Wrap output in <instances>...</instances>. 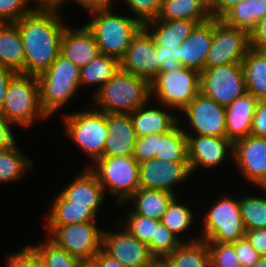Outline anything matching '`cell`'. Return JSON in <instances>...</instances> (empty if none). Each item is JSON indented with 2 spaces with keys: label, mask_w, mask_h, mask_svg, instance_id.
I'll use <instances>...</instances> for the list:
<instances>
[{
  "label": "cell",
  "mask_w": 266,
  "mask_h": 267,
  "mask_svg": "<svg viewBox=\"0 0 266 267\" xmlns=\"http://www.w3.org/2000/svg\"><path fill=\"white\" fill-rule=\"evenodd\" d=\"M80 267H96L92 261H83Z\"/></svg>",
  "instance_id": "94428289"
},
{
  "label": "cell",
  "mask_w": 266,
  "mask_h": 267,
  "mask_svg": "<svg viewBox=\"0 0 266 267\" xmlns=\"http://www.w3.org/2000/svg\"><path fill=\"white\" fill-rule=\"evenodd\" d=\"M266 16V0H241L220 19L231 27L250 32Z\"/></svg>",
  "instance_id": "4dcf8cb0"
},
{
  "label": "cell",
  "mask_w": 266,
  "mask_h": 267,
  "mask_svg": "<svg viewBox=\"0 0 266 267\" xmlns=\"http://www.w3.org/2000/svg\"><path fill=\"white\" fill-rule=\"evenodd\" d=\"M250 135L266 138V99L258 100Z\"/></svg>",
  "instance_id": "bcb514c9"
},
{
  "label": "cell",
  "mask_w": 266,
  "mask_h": 267,
  "mask_svg": "<svg viewBox=\"0 0 266 267\" xmlns=\"http://www.w3.org/2000/svg\"><path fill=\"white\" fill-rule=\"evenodd\" d=\"M59 9L37 8L15 22L23 41L24 74L38 77L60 54L63 32Z\"/></svg>",
  "instance_id": "6da1fadb"
},
{
  "label": "cell",
  "mask_w": 266,
  "mask_h": 267,
  "mask_svg": "<svg viewBox=\"0 0 266 267\" xmlns=\"http://www.w3.org/2000/svg\"><path fill=\"white\" fill-rule=\"evenodd\" d=\"M32 0H0V23L17 22L21 17L37 9L29 6ZM28 5V6H27Z\"/></svg>",
  "instance_id": "7bdbcfd3"
},
{
  "label": "cell",
  "mask_w": 266,
  "mask_h": 267,
  "mask_svg": "<svg viewBox=\"0 0 266 267\" xmlns=\"http://www.w3.org/2000/svg\"><path fill=\"white\" fill-rule=\"evenodd\" d=\"M96 267H124L118 260L103 249L91 260Z\"/></svg>",
  "instance_id": "db71d44e"
},
{
  "label": "cell",
  "mask_w": 266,
  "mask_h": 267,
  "mask_svg": "<svg viewBox=\"0 0 266 267\" xmlns=\"http://www.w3.org/2000/svg\"><path fill=\"white\" fill-rule=\"evenodd\" d=\"M191 175L189 162H174L157 158L139 163L140 188L176 193L172 189Z\"/></svg>",
  "instance_id": "e0dca14e"
},
{
  "label": "cell",
  "mask_w": 266,
  "mask_h": 267,
  "mask_svg": "<svg viewBox=\"0 0 266 267\" xmlns=\"http://www.w3.org/2000/svg\"><path fill=\"white\" fill-rule=\"evenodd\" d=\"M251 267H266V256H261L260 259Z\"/></svg>",
  "instance_id": "680465c9"
},
{
  "label": "cell",
  "mask_w": 266,
  "mask_h": 267,
  "mask_svg": "<svg viewBox=\"0 0 266 267\" xmlns=\"http://www.w3.org/2000/svg\"><path fill=\"white\" fill-rule=\"evenodd\" d=\"M66 135L93 162L103 157L107 130V113L96 109L73 112L63 117Z\"/></svg>",
  "instance_id": "8992f818"
},
{
  "label": "cell",
  "mask_w": 266,
  "mask_h": 267,
  "mask_svg": "<svg viewBox=\"0 0 266 267\" xmlns=\"http://www.w3.org/2000/svg\"><path fill=\"white\" fill-rule=\"evenodd\" d=\"M22 153L16 144L0 151V184L21 180L27 170L34 168L32 160Z\"/></svg>",
  "instance_id": "e575fe53"
},
{
  "label": "cell",
  "mask_w": 266,
  "mask_h": 267,
  "mask_svg": "<svg viewBox=\"0 0 266 267\" xmlns=\"http://www.w3.org/2000/svg\"><path fill=\"white\" fill-rule=\"evenodd\" d=\"M0 113L14 126L27 129L36 119L49 118L41 107L38 78L16 73L9 82Z\"/></svg>",
  "instance_id": "5b68a950"
},
{
  "label": "cell",
  "mask_w": 266,
  "mask_h": 267,
  "mask_svg": "<svg viewBox=\"0 0 266 267\" xmlns=\"http://www.w3.org/2000/svg\"><path fill=\"white\" fill-rule=\"evenodd\" d=\"M174 197L165 191L139 188L125 203L130 201L134 205L135 214L160 220Z\"/></svg>",
  "instance_id": "f546056e"
},
{
  "label": "cell",
  "mask_w": 266,
  "mask_h": 267,
  "mask_svg": "<svg viewBox=\"0 0 266 267\" xmlns=\"http://www.w3.org/2000/svg\"><path fill=\"white\" fill-rule=\"evenodd\" d=\"M77 4L81 5L84 9L91 11L95 9L112 8L113 0H74Z\"/></svg>",
  "instance_id": "11a10c76"
},
{
  "label": "cell",
  "mask_w": 266,
  "mask_h": 267,
  "mask_svg": "<svg viewBox=\"0 0 266 267\" xmlns=\"http://www.w3.org/2000/svg\"><path fill=\"white\" fill-rule=\"evenodd\" d=\"M107 130L103 157L133 155L138 137L129 114L107 113Z\"/></svg>",
  "instance_id": "44dd1931"
},
{
  "label": "cell",
  "mask_w": 266,
  "mask_h": 267,
  "mask_svg": "<svg viewBox=\"0 0 266 267\" xmlns=\"http://www.w3.org/2000/svg\"><path fill=\"white\" fill-rule=\"evenodd\" d=\"M240 212L246 230L266 228V197H240Z\"/></svg>",
  "instance_id": "74e56055"
},
{
  "label": "cell",
  "mask_w": 266,
  "mask_h": 267,
  "mask_svg": "<svg viewBox=\"0 0 266 267\" xmlns=\"http://www.w3.org/2000/svg\"><path fill=\"white\" fill-rule=\"evenodd\" d=\"M120 70V61L114 57L98 54L80 69V86L99 85L94 94Z\"/></svg>",
  "instance_id": "d6a6232c"
},
{
  "label": "cell",
  "mask_w": 266,
  "mask_h": 267,
  "mask_svg": "<svg viewBox=\"0 0 266 267\" xmlns=\"http://www.w3.org/2000/svg\"><path fill=\"white\" fill-rule=\"evenodd\" d=\"M128 212L125 221L120 222L119 227H124L131 235L146 244L151 239H155L156 227L160 223V220L144 217L130 210Z\"/></svg>",
  "instance_id": "f35d334b"
},
{
  "label": "cell",
  "mask_w": 266,
  "mask_h": 267,
  "mask_svg": "<svg viewBox=\"0 0 266 267\" xmlns=\"http://www.w3.org/2000/svg\"><path fill=\"white\" fill-rule=\"evenodd\" d=\"M150 99V82L121 69L94 94L97 110L104 113L130 114Z\"/></svg>",
  "instance_id": "7a4b0ae2"
},
{
  "label": "cell",
  "mask_w": 266,
  "mask_h": 267,
  "mask_svg": "<svg viewBox=\"0 0 266 267\" xmlns=\"http://www.w3.org/2000/svg\"><path fill=\"white\" fill-rule=\"evenodd\" d=\"M46 227L51 242L82 261H91L102 250L104 230L96 221Z\"/></svg>",
  "instance_id": "30bf717a"
},
{
  "label": "cell",
  "mask_w": 266,
  "mask_h": 267,
  "mask_svg": "<svg viewBox=\"0 0 266 267\" xmlns=\"http://www.w3.org/2000/svg\"><path fill=\"white\" fill-rule=\"evenodd\" d=\"M200 92V74L180 67L172 71H160L150 81V97L173 110H183Z\"/></svg>",
  "instance_id": "ba28073f"
},
{
  "label": "cell",
  "mask_w": 266,
  "mask_h": 267,
  "mask_svg": "<svg viewBox=\"0 0 266 267\" xmlns=\"http://www.w3.org/2000/svg\"><path fill=\"white\" fill-rule=\"evenodd\" d=\"M37 78L41 107L48 117L71 101L80 88V68L61 54Z\"/></svg>",
  "instance_id": "277c9868"
},
{
  "label": "cell",
  "mask_w": 266,
  "mask_h": 267,
  "mask_svg": "<svg viewBox=\"0 0 266 267\" xmlns=\"http://www.w3.org/2000/svg\"><path fill=\"white\" fill-rule=\"evenodd\" d=\"M88 168L96 175L104 191L116 197L118 204L126 202L140 188L139 163L133 155L102 157Z\"/></svg>",
  "instance_id": "52a82bcc"
},
{
  "label": "cell",
  "mask_w": 266,
  "mask_h": 267,
  "mask_svg": "<svg viewBox=\"0 0 266 267\" xmlns=\"http://www.w3.org/2000/svg\"><path fill=\"white\" fill-rule=\"evenodd\" d=\"M209 208L203 217V231L200 239L206 242L234 243L245 237L246 229L240 212V197L235 199L229 195Z\"/></svg>",
  "instance_id": "9c48e42d"
},
{
  "label": "cell",
  "mask_w": 266,
  "mask_h": 267,
  "mask_svg": "<svg viewBox=\"0 0 266 267\" xmlns=\"http://www.w3.org/2000/svg\"><path fill=\"white\" fill-rule=\"evenodd\" d=\"M112 9L91 10L94 16L85 25L93 33L99 53L120 61L143 25L133 16H119Z\"/></svg>",
  "instance_id": "3957f363"
},
{
  "label": "cell",
  "mask_w": 266,
  "mask_h": 267,
  "mask_svg": "<svg viewBox=\"0 0 266 267\" xmlns=\"http://www.w3.org/2000/svg\"><path fill=\"white\" fill-rule=\"evenodd\" d=\"M60 54L80 69L99 54L93 33L86 25L79 29L65 28L60 45Z\"/></svg>",
  "instance_id": "603a6c76"
},
{
  "label": "cell",
  "mask_w": 266,
  "mask_h": 267,
  "mask_svg": "<svg viewBox=\"0 0 266 267\" xmlns=\"http://www.w3.org/2000/svg\"><path fill=\"white\" fill-rule=\"evenodd\" d=\"M188 140V161L191 174L199 167L212 168L233 156V143L226 137L191 135L183 129ZM199 166V167H198Z\"/></svg>",
  "instance_id": "ac0fdd59"
},
{
  "label": "cell",
  "mask_w": 266,
  "mask_h": 267,
  "mask_svg": "<svg viewBox=\"0 0 266 267\" xmlns=\"http://www.w3.org/2000/svg\"><path fill=\"white\" fill-rule=\"evenodd\" d=\"M32 2H35V7L37 8L59 9L62 4L68 2V0H32Z\"/></svg>",
  "instance_id": "9f6ffc18"
},
{
  "label": "cell",
  "mask_w": 266,
  "mask_h": 267,
  "mask_svg": "<svg viewBox=\"0 0 266 267\" xmlns=\"http://www.w3.org/2000/svg\"><path fill=\"white\" fill-rule=\"evenodd\" d=\"M180 125L181 123H178L166 134H158V152H156L155 158L174 162H189L188 140Z\"/></svg>",
  "instance_id": "836d02e7"
},
{
  "label": "cell",
  "mask_w": 266,
  "mask_h": 267,
  "mask_svg": "<svg viewBox=\"0 0 266 267\" xmlns=\"http://www.w3.org/2000/svg\"><path fill=\"white\" fill-rule=\"evenodd\" d=\"M210 18L205 0H162L156 19L208 21Z\"/></svg>",
  "instance_id": "83f0119b"
},
{
  "label": "cell",
  "mask_w": 266,
  "mask_h": 267,
  "mask_svg": "<svg viewBox=\"0 0 266 267\" xmlns=\"http://www.w3.org/2000/svg\"><path fill=\"white\" fill-rule=\"evenodd\" d=\"M236 255L242 267H251L261 257L246 237L234 242Z\"/></svg>",
  "instance_id": "f6af8a7d"
},
{
  "label": "cell",
  "mask_w": 266,
  "mask_h": 267,
  "mask_svg": "<svg viewBox=\"0 0 266 267\" xmlns=\"http://www.w3.org/2000/svg\"><path fill=\"white\" fill-rule=\"evenodd\" d=\"M28 247L45 267H80L83 262L81 259L71 256L66 250L56 246L48 238Z\"/></svg>",
  "instance_id": "d590c367"
},
{
  "label": "cell",
  "mask_w": 266,
  "mask_h": 267,
  "mask_svg": "<svg viewBox=\"0 0 266 267\" xmlns=\"http://www.w3.org/2000/svg\"><path fill=\"white\" fill-rule=\"evenodd\" d=\"M5 267H33V251L27 246L7 255Z\"/></svg>",
  "instance_id": "c3c4849f"
},
{
  "label": "cell",
  "mask_w": 266,
  "mask_h": 267,
  "mask_svg": "<svg viewBox=\"0 0 266 267\" xmlns=\"http://www.w3.org/2000/svg\"><path fill=\"white\" fill-rule=\"evenodd\" d=\"M33 267H45V265L37 259V256L33 253Z\"/></svg>",
  "instance_id": "91938a15"
},
{
  "label": "cell",
  "mask_w": 266,
  "mask_h": 267,
  "mask_svg": "<svg viewBox=\"0 0 266 267\" xmlns=\"http://www.w3.org/2000/svg\"><path fill=\"white\" fill-rule=\"evenodd\" d=\"M206 21L154 19L143 27L153 37L160 57V71H172L182 67L179 61V46L194 28Z\"/></svg>",
  "instance_id": "8fae6325"
},
{
  "label": "cell",
  "mask_w": 266,
  "mask_h": 267,
  "mask_svg": "<svg viewBox=\"0 0 266 267\" xmlns=\"http://www.w3.org/2000/svg\"><path fill=\"white\" fill-rule=\"evenodd\" d=\"M24 61L23 41L17 24L0 23V66L24 74Z\"/></svg>",
  "instance_id": "484cf974"
},
{
  "label": "cell",
  "mask_w": 266,
  "mask_h": 267,
  "mask_svg": "<svg viewBox=\"0 0 266 267\" xmlns=\"http://www.w3.org/2000/svg\"><path fill=\"white\" fill-rule=\"evenodd\" d=\"M178 200L179 199L176 196L171 200L167 206L166 212L160 219V222L177 237L181 233L188 231L195 216L192 214V210L186 205V203L182 204Z\"/></svg>",
  "instance_id": "8d00e7d4"
},
{
  "label": "cell",
  "mask_w": 266,
  "mask_h": 267,
  "mask_svg": "<svg viewBox=\"0 0 266 267\" xmlns=\"http://www.w3.org/2000/svg\"><path fill=\"white\" fill-rule=\"evenodd\" d=\"M247 92L258 100L266 99V50L251 48L242 61Z\"/></svg>",
  "instance_id": "4316f807"
},
{
  "label": "cell",
  "mask_w": 266,
  "mask_h": 267,
  "mask_svg": "<svg viewBox=\"0 0 266 267\" xmlns=\"http://www.w3.org/2000/svg\"><path fill=\"white\" fill-rule=\"evenodd\" d=\"M15 74L16 72L12 69L0 66V110L4 103V98L9 82Z\"/></svg>",
  "instance_id": "f5cc1de1"
},
{
  "label": "cell",
  "mask_w": 266,
  "mask_h": 267,
  "mask_svg": "<svg viewBox=\"0 0 266 267\" xmlns=\"http://www.w3.org/2000/svg\"><path fill=\"white\" fill-rule=\"evenodd\" d=\"M200 92L223 107L247 92L242 63L204 68L200 74Z\"/></svg>",
  "instance_id": "4fadbf2b"
},
{
  "label": "cell",
  "mask_w": 266,
  "mask_h": 267,
  "mask_svg": "<svg viewBox=\"0 0 266 267\" xmlns=\"http://www.w3.org/2000/svg\"><path fill=\"white\" fill-rule=\"evenodd\" d=\"M182 242L181 239L160 222L156 227L155 239H151L147 245L154 258H165Z\"/></svg>",
  "instance_id": "ab89813d"
},
{
  "label": "cell",
  "mask_w": 266,
  "mask_h": 267,
  "mask_svg": "<svg viewBox=\"0 0 266 267\" xmlns=\"http://www.w3.org/2000/svg\"><path fill=\"white\" fill-rule=\"evenodd\" d=\"M165 259L171 267H211L206 241L199 237L183 240Z\"/></svg>",
  "instance_id": "f1b7e54d"
},
{
  "label": "cell",
  "mask_w": 266,
  "mask_h": 267,
  "mask_svg": "<svg viewBox=\"0 0 266 267\" xmlns=\"http://www.w3.org/2000/svg\"><path fill=\"white\" fill-rule=\"evenodd\" d=\"M195 134L226 137V110L210 97L199 92L182 110Z\"/></svg>",
  "instance_id": "2e32d148"
},
{
  "label": "cell",
  "mask_w": 266,
  "mask_h": 267,
  "mask_svg": "<svg viewBox=\"0 0 266 267\" xmlns=\"http://www.w3.org/2000/svg\"><path fill=\"white\" fill-rule=\"evenodd\" d=\"M241 0H211L208 10L211 18L220 19L228 10Z\"/></svg>",
  "instance_id": "816d5d0a"
},
{
  "label": "cell",
  "mask_w": 266,
  "mask_h": 267,
  "mask_svg": "<svg viewBox=\"0 0 266 267\" xmlns=\"http://www.w3.org/2000/svg\"><path fill=\"white\" fill-rule=\"evenodd\" d=\"M60 193L70 201V205L87 206L96 215L105 200L104 188L88 167Z\"/></svg>",
  "instance_id": "7402d4cb"
},
{
  "label": "cell",
  "mask_w": 266,
  "mask_h": 267,
  "mask_svg": "<svg viewBox=\"0 0 266 267\" xmlns=\"http://www.w3.org/2000/svg\"><path fill=\"white\" fill-rule=\"evenodd\" d=\"M120 232H103L102 249L124 267H146L154 257L148 245L131 235L124 227Z\"/></svg>",
  "instance_id": "d6986e66"
},
{
  "label": "cell",
  "mask_w": 266,
  "mask_h": 267,
  "mask_svg": "<svg viewBox=\"0 0 266 267\" xmlns=\"http://www.w3.org/2000/svg\"><path fill=\"white\" fill-rule=\"evenodd\" d=\"M161 2L162 0H124L134 18L142 25L157 18Z\"/></svg>",
  "instance_id": "b9f144b4"
},
{
  "label": "cell",
  "mask_w": 266,
  "mask_h": 267,
  "mask_svg": "<svg viewBox=\"0 0 266 267\" xmlns=\"http://www.w3.org/2000/svg\"><path fill=\"white\" fill-rule=\"evenodd\" d=\"M158 152V134L138 137L134 146L133 157L138 163L155 158Z\"/></svg>",
  "instance_id": "ee69618b"
},
{
  "label": "cell",
  "mask_w": 266,
  "mask_h": 267,
  "mask_svg": "<svg viewBox=\"0 0 266 267\" xmlns=\"http://www.w3.org/2000/svg\"><path fill=\"white\" fill-rule=\"evenodd\" d=\"M249 36L251 48L266 50V16L256 22Z\"/></svg>",
  "instance_id": "7dc6e473"
},
{
  "label": "cell",
  "mask_w": 266,
  "mask_h": 267,
  "mask_svg": "<svg viewBox=\"0 0 266 267\" xmlns=\"http://www.w3.org/2000/svg\"><path fill=\"white\" fill-rule=\"evenodd\" d=\"M212 43L205 68L242 63L251 49L249 32L212 18Z\"/></svg>",
  "instance_id": "7c38bea8"
},
{
  "label": "cell",
  "mask_w": 266,
  "mask_h": 267,
  "mask_svg": "<svg viewBox=\"0 0 266 267\" xmlns=\"http://www.w3.org/2000/svg\"><path fill=\"white\" fill-rule=\"evenodd\" d=\"M211 267H242L236 255L234 243L206 242Z\"/></svg>",
  "instance_id": "60d3db41"
},
{
  "label": "cell",
  "mask_w": 266,
  "mask_h": 267,
  "mask_svg": "<svg viewBox=\"0 0 266 267\" xmlns=\"http://www.w3.org/2000/svg\"><path fill=\"white\" fill-rule=\"evenodd\" d=\"M147 104L149 105V103H145L129 114L137 137L154 133L166 134L180 123V117L177 118L176 115L168 114L166 109H170L169 107L162 106L164 111L163 108H148Z\"/></svg>",
  "instance_id": "d4e9b609"
},
{
  "label": "cell",
  "mask_w": 266,
  "mask_h": 267,
  "mask_svg": "<svg viewBox=\"0 0 266 267\" xmlns=\"http://www.w3.org/2000/svg\"><path fill=\"white\" fill-rule=\"evenodd\" d=\"M245 237L261 256H266V228L246 230Z\"/></svg>",
  "instance_id": "681fc988"
},
{
  "label": "cell",
  "mask_w": 266,
  "mask_h": 267,
  "mask_svg": "<svg viewBox=\"0 0 266 267\" xmlns=\"http://www.w3.org/2000/svg\"><path fill=\"white\" fill-rule=\"evenodd\" d=\"M212 40V18H210L198 24L180 44L178 55L181 66L201 74L205 68Z\"/></svg>",
  "instance_id": "ffe728a7"
},
{
  "label": "cell",
  "mask_w": 266,
  "mask_h": 267,
  "mask_svg": "<svg viewBox=\"0 0 266 267\" xmlns=\"http://www.w3.org/2000/svg\"><path fill=\"white\" fill-rule=\"evenodd\" d=\"M258 99L249 92L234 100L226 110V138L232 143L251 134Z\"/></svg>",
  "instance_id": "cb8c5ba5"
},
{
  "label": "cell",
  "mask_w": 266,
  "mask_h": 267,
  "mask_svg": "<svg viewBox=\"0 0 266 267\" xmlns=\"http://www.w3.org/2000/svg\"><path fill=\"white\" fill-rule=\"evenodd\" d=\"M120 69L132 75L144 77L149 82L160 72L157 45L144 27L132 38L125 56L120 60Z\"/></svg>",
  "instance_id": "5bb4252c"
},
{
  "label": "cell",
  "mask_w": 266,
  "mask_h": 267,
  "mask_svg": "<svg viewBox=\"0 0 266 267\" xmlns=\"http://www.w3.org/2000/svg\"><path fill=\"white\" fill-rule=\"evenodd\" d=\"M96 214L87 206L70 205L61 193L54 198L46 225H68L72 223L96 221Z\"/></svg>",
  "instance_id": "1f68e13d"
},
{
  "label": "cell",
  "mask_w": 266,
  "mask_h": 267,
  "mask_svg": "<svg viewBox=\"0 0 266 267\" xmlns=\"http://www.w3.org/2000/svg\"><path fill=\"white\" fill-rule=\"evenodd\" d=\"M146 267H171L165 258H154Z\"/></svg>",
  "instance_id": "6f0895ef"
},
{
  "label": "cell",
  "mask_w": 266,
  "mask_h": 267,
  "mask_svg": "<svg viewBox=\"0 0 266 267\" xmlns=\"http://www.w3.org/2000/svg\"><path fill=\"white\" fill-rule=\"evenodd\" d=\"M231 158L242 178L266 188V138L249 135L235 141Z\"/></svg>",
  "instance_id": "9a60e30c"
},
{
  "label": "cell",
  "mask_w": 266,
  "mask_h": 267,
  "mask_svg": "<svg viewBox=\"0 0 266 267\" xmlns=\"http://www.w3.org/2000/svg\"><path fill=\"white\" fill-rule=\"evenodd\" d=\"M11 126H13L12 123L0 113V151L16 144Z\"/></svg>",
  "instance_id": "f907efd6"
}]
</instances>
